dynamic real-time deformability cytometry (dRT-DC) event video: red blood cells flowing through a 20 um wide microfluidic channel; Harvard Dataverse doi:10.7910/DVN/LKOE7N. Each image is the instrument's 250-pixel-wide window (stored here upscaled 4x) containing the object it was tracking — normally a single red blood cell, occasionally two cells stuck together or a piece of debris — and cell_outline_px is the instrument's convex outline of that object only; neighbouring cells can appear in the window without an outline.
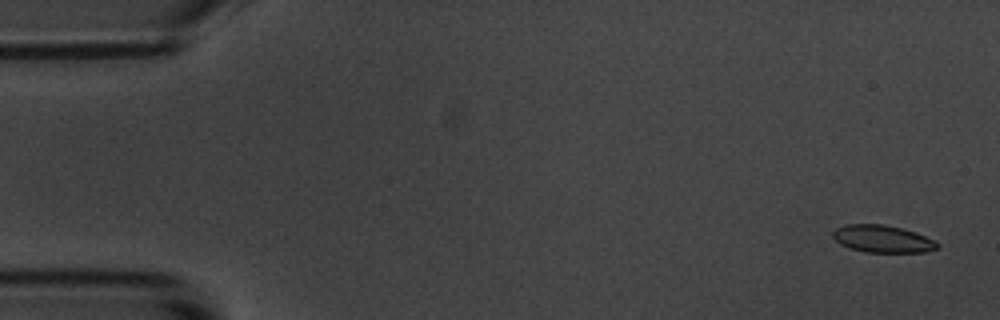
{"species": "common noctule bat (a hibernating species)", "species_latin": "Nyctalus noctula", "temperature_condition": "room temperature", "stored_images_in_passage": 5, "camera_frame_rate_fps": 3000, "um_per_image_px": 0.085, "animal": {"sex": "male", "body_mass_g": 20.1, "forearm_length_mm": 53.5}, "frame": {"image": 1, "passage_image": 1, "time_ms": 0.0, "image_size_px": [1000, 320], "cell_outline_px": [[940, 244], [936, 248], [924, 252], [864, 252], [848, 248], [840, 244], [832, 236], [832, 232], [836, 228], [844, 224], [884, 224], [900, 228], [936, 240]], "centroid_in_image_um": [74.97, 20.3], "position_along_channel_um": 10.0, "area_um2": 16.59}}
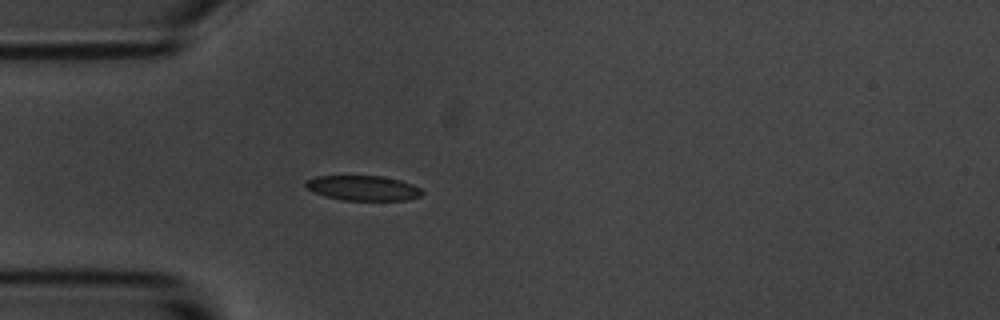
{"frame": {"image": 2, "passage_image": 5, "time_ms": 4.667, "image_size_px": [1000, 320], "cell_outline_px": [[424, 192], [420, 196], [408, 200], [344, 200], [324, 196], [308, 188], [304, 184], [304, 180], [316, 176], [384, 176], [400, 180], [412, 184], [420, 188]], "centroid_in_image_um": [30.87, 15.98], "position_along_channel_um": 54.1, "area_um2": 16.94}}